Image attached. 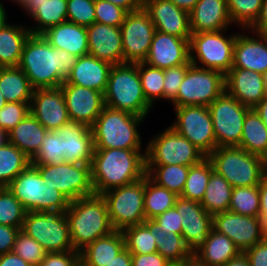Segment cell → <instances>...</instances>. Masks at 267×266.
I'll use <instances>...</instances> for the list:
<instances>
[{"label":"cell","mask_w":267,"mask_h":266,"mask_svg":"<svg viewBox=\"0 0 267 266\" xmlns=\"http://www.w3.org/2000/svg\"><path fill=\"white\" fill-rule=\"evenodd\" d=\"M78 57L50 45L42 36L31 34L25 42L19 68L34 89L56 88L72 72Z\"/></svg>","instance_id":"1"},{"label":"cell","mask_w":267,"mask_h":266,"mask_svg":"<svg viewBox=\"0 0 267 266\" xmlns=\"http://www.w3.org/2000/svg\"><path fill=\"white\" fill-rule=\"evenodd\" d=\"M94 149L91 180L95 194L133 183L146 175V150Z\"/></svg>","instance_id":"2"},{"label":"cell","mask_w":267,"mask_h":266,"mask_svg":"<svg viewBox=\"0 0 267 266\" xmlns=\"http://www.w3.org/2000/svg\"><path fill=\"white\" fill-rule=\"evenodd\" d=\"M74 251L80 252L98 238L115 231L102 195L93 194L70 202L65 211Z\"/></svg>","instance_id":"3"},{"label":"cell","mask_w":267,"mask_h":266,"mask_svg":"<svg viewBox=\"0 0 267 266\" xmlns=\"http://www.w3.org/2000/svg\"><path fill=\"white\" fill-rule=\"evenodd\" d=\"M145 117L105 106L91 126L94 149H142L138 130Z\"/></svg>","instance_id":"4"},{"label":"cell","mask_w":267,"mask_h":266,"mask_svg":"<svg viewBox=\"0 0 267 266\" xmlns=\"http://www.w3.org/2000/svg\"><path fill=\"white\" fill-rule=\"evenodd\" d=\"M105 105L140 117L153 108L146 100L138 73V63H122L110 69L104 92Z\"/></svg>","instance_id":"5"},{"label":"cell","mask_w":267,"mask_h":266,"mask_svg":"<svg viewBox=\"0 0 267 266\" xmlns=\"http://www.w3.org/2000/svg\"><path fill=\"white\" fill-rule=\"evenodd\" d=\"M207 158L232 187L257 186L267 170L264 158L239 147H217Z\"/></svg>","instance_id":"6"},{"label":"cell","mask_w":267,"mask_h":266,"mask_svg":"<svg viewBox=\"0 0 267 266\" xmlns=\"http://www.w3.org/2000/svg\"><path fill=\"white\" fill-rule=\"evenodd\" d=\"M27 212H65L70 200L56 188L45 185L40 172L31 164L8 186Z\"/></svg>","instance_id":"7"},{"label":"cell","mask_w":267,"mask_h":266,"mask_svg":"<svg viewBox=\"0 0 267 266\" xmlns=\"http://www.w3.org/2000/svg\"><path fill=\"white\" fill-rule=\"evenodd\" d=\"M227 30L229 29L192 33L189 39L191 64L226 75L233 66L234 44L237 36V33L226 34Z\"/></svg>","instance_id":"8"},{"label":"cell","mask_w":267,"mask_h":266,"mask_svg":"<svg viewBox=\"0 0 267 266\" xmlns=\"http://www.w3.org/2000/svg\"><path fill=\"white\" fill-rule=\"evenodd\" d=\"M145 146L146 165L193 166L206 156L171 126L154 135Z\"/></svg>","instance_id":"9"},{"label":"cell","mask_w":267,"mask_h":266,"mask_svg":"<svg viewBox=\"0 0 267 266\" xmlns=\"http://www.w3.org/2000/svg\"><path fill=\"white\" fill-rule=\"evenodd\" d=\"M21 231L47 253L74 251L65 212H27Z\"/></svg>","instance_id":"10"},{"label":"cell","mask_w":267,"mask_h":266,"mask_svg":"<svg viewBox=\"0 0 267 266\" xmlns=\"http://www.w3.org/2000/svg\"><path fill=\"white\" fill-rule=\"evenodd\" d=\"M145 176L141 179L101 194L106 202L110 221L115 230L143 224Z\"/></svg>","instance_id":"11"},{"label":"cell","mask_w":267,"mask_h":266,"mask_svg":"<svg viewBox=\"0 0 267 266\" xmlns=\"http://www.w3.org/2000/svg\"><path fill=\"white\" fill-rule=\"evenodd\" d=\"M225 91V75L190 65L181 82L173 107L209 106Z\"/></svg>","instance_id":"12"},{"label":"cell","mask_w":267,"mask_h":266,"mask_svg":"<svg viewBox=\"0 0 267 266\" xmlns=\"http://www.w3.org/2000/svg\"><path fill=\"white\" fill-rule=\"evenodd\" d=\"M208 109L213 122L217 147H238L242 137L245 115L251 109L224 91Z\"/></svg>","instance_id":"13"},{"label":"cell","mask_w":267,"mask_h":266,"mask_svg":"<svg viewBox=\"0 0 267 266\" xmlns=\"http://www.w3.org/2000/svg\"><path fill=\"white\" fill-rule=\"evenodd\" d=\"M45 180L70 201L95 194L91 180V164L68 163L33 165Z\"/></svg>","instance_id":"14"},{"label":"cell","mask_w":267,"mask_h":266,"mask_svg":"<svg viewBox=\"0 0 267 266\" xmlns=\"http://www.w3.org/2000/svg\"><path fill=\"white\" fill-rule=\"evenodd\" d=\"M176 119L171 127L189 140L206 157L216 148L213 122L208 106L173 107Z\"/></svg>","instance_id":"15"},{"label":"cell","mask_w":267,"mask_h":266,"mask_svg":"<svg viewBox=\"0 0 267 266\" xmlns=\"http://www.w3.org/2000/svg\"><path fill=\"white\" fill-rule=\"evenodd\" d=\"M124 63L144 62L155 34V26L142 7L128 12L121 27Z\"/></svg>","instance_id":"16"},{"label":"cell","mask_w":267,"mask_h":266,"mask_svg":"<svg viewBox=\"0 0 267 266\" xmlns=\"http://www.w3.org/2000/svg\"><path fill=\"white\" fill-rule=\"evenodd\" d=\"M212 226L216 232L231 239L242 253L265 238L264 225L259 217L224 211L212 216Z\"/></svg>","instance_id":"17"},{"label":"cell","mask_w":267,"mask_h":266,"mask_svg":"<svg viewBox=\"0 0 267 266\" xmlns=\"http://www.w3.org/2000/svg\"><path fill=\"white\" fill-rule=\"evenodd\" d=\"M182 225L181 235L188 250L194 255L204 245L210 231L213 229L212 216L203 208L200 202L177 197L174 206Z\"/></svg>","instance_id":"18"},{"label":"cell","mask_w":267,"mask_h":266,"mask_svg":"<svg viewBox=\"0 0 267 266\" xmlns=\"http://www.w3.org/2000/svg\"><path fill=\"white\" fill-rule=\"evenodd\" d=\"M60 88L70 120L91 127L106 106L104 94L75 84H61Z\"/></svg>","instance_id":"19"},{"label":"cell","mask_w":267,"mask_h":266,"mask_svg":"<svg viewBox=\"0 0 267 266\" xmlns=\"http://www.w3.org/2000/svg\"><path fill=\"white\" fill-rule=\"evenodd\" d=\"M29 109L48 131H57L70 120L60 87L34 89Z\"/></svg>","instance_id":"20"},{"label":"cell","mask_w":267,"mask_h":266,"mask_svg":"<svg viewBox=\"0 0 267 266\" xmlns=\"http://www.w3.org/2000/svg\"><path fill=\"white\" fill-rule=\"evenodd\" d=\"M189 39L156 30L144 62L160 69L191 64Z\"/></svg>","instance_id":"21"},{"label":"cell","mask_w":267,"mask_h":266,"mask_svg":"<svg viewBox=\"0 0 267 266\" xmlns=\"http://www.w3.org/2000/svg\"><path fill=\"white\" fill-rule=\"evenodd\" d=\"M143 8L157 31L190 38L192 32L187 11L178 8L169 0H147L143 3Z\"/></svg>","instance_id":"22"},{"label":"cell","mask_w":267,"mask_h":266,"mask_svg":"<svg viewBox=\"0 0 267 266\" xmlns=\"http://www.w3.org/2000/svg\"><path fill=\"white\" fill-rule=\"evenodd\" d=\"M88 54L112 66L124 63L120 27L93 23L87 27Z\"/></svg>","instance_id":"23"},{"label":"cell","mask_w":267,"mask_h":266,"mask_svg":"<svg viewBox=\"0 0 267 266\" xmlns=\"http://www.w3.org/2000/svg\"><path fill=\"white\" fill-rule=\"evenodd\" d=\"M247 31L251 34L237 33L232 68H243L265 75L267 73V36L249 29Z\"/></svg>","instance_id":"24"},{"label":"cell","mask_w":267,"mask_h":266,"mask_svg":"<svg viewBox=\"0 0 267 266\" xmlns=\"http://www.w3.org/2000/svg\"><path fill=\"white\" fill-rule=\"evenodd\" d=\"M225 91L241 104L254 108L265 95V76L243 68H231L225 75Z\"/></svg>","instance_id":"25"},{"label":"cell","mask_w":267,"mask_h":266,"mask_svg":"<svg viewBox=\"0 0 267 266\" xmlns=\"http://www.w3.org/2000/svg\"><path fill=\"white\" fill-rule=\"evenodd\" d=\"M57 132L64 140V161L68 163L91 164L94 143L91 127L69 120Z\"/></svg>","instance_id":"26"},{"label":"cell","mask_w":267,"mask_h":266,"mask_svg":"<svg viewBox=\"0 0 267 266\" xmlns=\"http://www.w3.org/2000/svg\"><path fill=\"white\" fill-rule=\"evenodd\" d=\"M189 19L192 33L216 32L229 29L233 24L226 0H199Z\"/></svg>","instance_id":"27"},{"label":"cell","mask_w":267,"mask_h":266,"mask_svg":"<svg viewBox=\"0 0 267 266\" xmlns=\"http://www.w3.org/2000/svg\"><path fill=\"white\" fill-rule=\"evenodd\" d=\"M18 5L35 21L28 27L35 35L67 21V0H22Z\"/></svg>","instance_id":"28"},{"label":"cell","mask_w":267,"mask_h":266,"mask_svg":"<svg viewBox=\"0 0 267 266\" xmlns=\"http://www.w3.org/2000/svg\"><path fill=\"white\" fill-rule=\"evenodd\" d=\"M111 67L110 63L99 60L91 54L83 55L78 57L72 72L62 84H75L104 94Z\"/></svg>","instance_id":"29"},{"label":"cell","mask_w":267,"mask_h":266,"mask_svg":"<svg viewBox=\"0 0 267 266\" xmlns=\"http://www.w3.org/2000/svg\"><path fill=\"white\" fill-rule=\"evenodd\" d=\"M51 46L81 57L88 54L87 27L63 22L41 34Z\"/></svg>","instance_id":"30"},{"label":"cell","mask_w":267,"mask_h":266,"mask_svg":"<svg viewBox=\"0 0 267 266\" xmlns=\"http://www.w3.org/2000/svg\"><path fill=\"white\" fill-rule=\"evenodd\" d=\"M240 253L231 239L212 229L204 245L193 255V261L198 266H224Z\"/></svg>","instance_id":"31"},{"label":"cell","mask_w":267,"mask_h":266,"mask_svg":"<svg viewBox=\"0 0 267 266\" xmlns=\"http://www.w3.org/2000/svg\"><path fill=\"white\" fill-rule=\"evenodd\" d=\"M124 248L123 233L115 230L80 251V266H106Z\"/></svg>","instance_id":"32"},{"label":"cell","mask_w":267,"mask_h":266,"mask_svg":"<svg viewBox=\"0 0 267 266\" xmlns=\"http://www.w3.org/2000/svg\"><path fill=\"white\" fill-rule=\"evenodd\" d=\"M28 26L11 24L0 26V67L19 66L25 42L31 35Z\"/></svg>","instance_id":"33"},{"label":"cell","mask_w":267,"mask_h":266,"mask_svg":"<svg viewBox=\"0 0 267 266\" xmlns=\"http://www.w3.org/2000/svg\"><path fill=\"white\" fill-rule=\"evenodd\" d=\"M47 132L48 130L29 112L6 134V140L31 159L38 152Z\"/></svg>","instance_id":"34"},{"label":"cell","mask_w":267,"mask_h":266,"mask_svg":"<svg viewBox=\"0 0 267 266\" xmlns=\"http://www.w3.org/2000/svg\"><path fill=\"white\" fill-rule=\"evenodd\" d=\"M0 90L6 102L28 103L34 88L28 77L18 67H0Z\"/></svg>","instance_id":"35"},{"label":"cell","mask_w":267,"mask_h":266,"mask_svg":"<svg viewBox=\"0 0 267 266\" xmlns=\"http://www.w3.org/2000/svg\"><path fill=\"white\" fill-rule=\"evenodd\" d=\"M238 147L267 161V127L253 108L245 115Z\"/></svg>","instance_id":"36"},{"label":"cell","mask_w":267,"mask_h":266,"mask_svg":"<svg viewBox=\"0 0 267 266\" xmlns=\"http://www.w3.org/2000/svg\"><path fill=\"white\" fill-rule=\"evenodd\" d=\"M156 220L146 219L143 224L126 227L122 230L125 248L131 254H150L157 252Z\"/></svg>","instance_id":"37"},{"label":"cell","mask_w":267,"mask_h":266,"mask_svg":"<svg viewBox=\"0 0 267 266\" xmlns=\"http://www.w3.org/2000/svg\"><path fill=\"white\" fill-rule=\"evenodd\" d=\"M232 190V185L213 170L200 204L211 216L228 211Z\"/></svg>","instance_id":"38"},{"label":"cell","mask_w":267,"mask_h":266,"mask_svg":"<svg viewBox=\"0 0 267 266\" xmlns=\"http://www.w3.org/2000/svg\"><path fill=\"white\" fill-rule=\"evenodd\" d=\"M32 164L31 159L12 143L0 145V187H7Z\"/></svg>","instance_id":"39"},{"label":"cell","mask_w":267,"mask_h":266,"mask_svg":"<svg viewBox=\"0 0 267 266\" xmlns=\"http://www.w3.org/2000/svg\"><path fill=\"white\" fill-rule=\"evenodd\" d=\"M178 195L158 185L145 175L144 213L146 219H154L175 206Z\"/></svg>","instance_id":"40"},{"label":"cell","mask_w":267,"mask_h":266,"mask_svg":"<svg viewBox=\"0 0 267 266\" xmlns=\"http://www.w3.org/2000/svg\"><path fill=\"white\" fill-rule=\"evenodd\" d=\"M190 166L146 165V174L158 185L180 196L189 173Z\"/></svg>","instance_id":"41"},{"label":"cell","mask_w":267,"mask_h":266,"mask_svg":"<svg viewBox=\"0 0 267 266\" xmlns=\"http://www.w3.org/2000/svg\"><path fill=\"white\" fill-rule=\"evenodd\" d=\"M213 170V165L207 157L200 163L190 166L186 183L180 197L201 202Z\"/></svg>","instance_id":"42"},{"label":"cell","mask_w":267,"mask_h":266,"mask_svg":"<svg viewBox=\"0 0 267 266\" xmlns=\"http://www.w3.org/2000/svg\"><path fill=\"white\" fill-rule=\"evenodd\" d=\"M157 252L169 262H191L193 255L188 250L183 236L176 233H168L164 230L156 231Z\"/></svg>","instance_id":"43"},{"label":"cell","mask_w":267,"mask_h":266,"mask_svg":"<svg viewBox=\"0 0 267 266\" xmlns=\"http://www.w3.org/2000/svg\"><path fill=\"white\" fill-rule=\"evenodd\" d=\"M230 19L233 25L241 29H250L258 20L263 0H226Z\"/></svg>","instance_id":"44"},{"label":"cell","mask_w":267,"mask_h":266,"mask_svg":"<svg viewBox=\"0 0 267 266\" xmlns=\"http://www.w3.org/2000/svg\"><path fill=\"white\" fill-rule=\"evenodd\" d=\"M228 211L244 216L259 217V185L249 187H233Z\"/></svg>","instance_id":"45"},{"label":"cell","mask_w":267,"mask_h":266,"mask_svg":"<svg viewBox=\"0 0 267 266\" xmlns=\"http://www.w3.org/2000/svg\"><path fill=\"white\" fill-rule=\"evenodd\" d=\"M138 73L147 102L153 107L156 100H164V69L138 62Z\"/></svg>","instance_id":"46"},{"label":"cell","mask_w":267,"mask_h":266,"mask_svg":"<svg viewBox=\"0 0 267 266\" xmlns=\"http://www.w3.org/2000/svg\"><path fill=\"white\" fill-rule=\"evenodd\" d=\"M32 165L64 163V140L57 131H48L38 152L31 158Z\"/></svg>","instance_id":"47"},{"label":"cell","mask_w":267,"mask_h":266,"mask_svg":"<svg viewBox=\"0 0 267 266\" xmlns=\"http://www.w3.org/2000/svg\"><path fill=\"white\" fill-rule=\"evenodd\" d=\"M27 210L8 187H0V224L21 229Z\"/></svg>","instance_id":"48"},{"label":"cell","mask_w":267,"mask_h":266,"mask_svg":"<svg viewBox=\"0 0 267 266\" xmlns=\"http://www.w3.org/2000/svg\"><path fill=\"white\" fill-rule=\"evenodd\" d=\"M12 252L31 266H39L47 254V251L37 241L21 230L17 234Z\"/></svg>","instance_id":"49"},{"label":"cell","mask_w":267,"mask_h":266,"mask_svg":"<svg viewBox=\"0 0 267 266\" xmlns=\"http://www.w3.org/2000/svg\"><path fill=\"white\" fill-rule=\"evenodd\" d=\"M67 21L84 27L95 23L94 0H67Z\"/></svg>","instance_id":"50"},{"label":"cell","mask_w":267,"mask_h":266,"mask_svg":"<svg viewBox=\"0 0 267 266\" xmlns=\"http://www.w3.org/2000/svg\"><path fill=\"white\" fill-rule=\"evenodd\" d=\"M95 22L112 27H121L127 11L106 0H94Z\"/></svg>","instance_id":"51"},{"label":"cell","mask_w":267,"mask_h":266,"mask_svg":"<svg viewBox=\"0 0 267 266\" xmlns=\"http://www.w3.org/2000/svg\"><path fill=\"white\" fill-rule=\"evenodd\" d=\"M30 112L28 103L7 102L0 109V130L6 135Z\"/></svg>","instance_id":"52"},{"label":"cell","mask_w":267,"mask_h":266,"mask_svg":"<svg viewBox=\"0 0 267 266\" xmlns=\"http://www.w3.org/2000/svg\"><path fill=\"white\" fill-rule=\"evenodd\" d=\"M190 65L184 64L164 69V100L173 102L176 99L181 82Z\"/></svg>","instance_id":"53"},{"label":"cell","mask_w":267,"mask_h":266,"mask_svg":"<svg viewBox=\"0 0 267 266\" xmlns=\"http://www.w3.org/2000/svg\"><path fill=\"white\" fill-rule=\"evenodd\" d=\"M39 266H80V252L65 251L47 253Z\"/></svg>","instance_id":"54"},{"label":"cell","mask_w":267,"mask_h":266,"mask_svg":"<svg viewBox=\"0 0 267 266\" xmlns=\"http://www.w3.org/2000/svg\"><path fill=\"white\" fill-rule=\"evenodd\" d=\"M156 230H164L168 233L181 234L182 225L179 218V213L175 207L166 210L156 218Z\"/></svg>","instance_id":"55"},{"label":"cell","mask_w":267,"mask_h":266,"mask_svg":"<svg viewBox=\"0 0 267 266\" xmlns=\"http://www.w3.org/2000/svg\"><path fill=\"white\" fill-rule=\"evenodd\" d=\"M20 230L16 227L0 224V255L12 252Z\"/></svg>","instance_id":"56"},{"label":"cell","mask_w":267,"mask_h":266,"mask_svg":"<svg viewBox=\"0 0 267 266\" xmlns=\"http://www.w3.org/2000/svg\"><path fill=\"white\" fill-rule=\"evenodd\" d=\"M244 253L249 259L250 266H267V239L264 238Z\"/></svg>","instance_id":"57"},{"label":"cell","mask_w":267,"mask_h":266,"mask_svg":"<svg viewBox=\"0 0 267 266\" xmlns=\"http://www.w3.org/2000/svg\"><path fill=\"white\" fill-rule=\"evenodd\" d=\"M169 261L158 252L132 254V266H167Z\"/></svg>","instance_id":"58"},{"label":"cell","mask_w":267,"mask_h":266,"mask_svg":"<svg viewBox=\"0 0 267 266\" xmlns=\"http://www.w3.org/2000/svg\"><path fill=\"white\" fill-rule=\"evenodd\" d=\"M260 192V212L259 218L261 219L263 225L267 224V170L264 173L261 183L259 184Z\"/></svg>","instance_id":"59"},{"label":"cell","mask_w":267,"mask_h":266,"mask_svg":"<svg viewBox=\"0 0 267 266\" xmlns=\"http://www.w3.org/2000/svg\"><path fill=\"white\" fill-rule=\"evenodd\" d=\"M249 30H252V32L257 34L267 36V0H263L260 16Z\"/></svg>","instance_id":"60"},{"label":"cell","mask_w":267,"mask_h":266,"mask_svg":"<svg viewBox=\"0 0 267 266\" xmlns=\"http://www.w3.org/2000/svg\"><path fill=\"white\" fill-rule=\"evenodd\" d=\"M0 266H31L13 252L0 255Z\"/></svg>","instance_id":"61"},{"label":"cell","mask_w":267,"mask_h":266,"mask_svg":"<svg viewBox=\"0 0 267 266\" xmlns=\"http://www.w3.org/2000/svg\"><path fill=\"white\" fill-rule=\"evenodd\" d=\"M106 266H132V254L124 248Z\"/></svg>","instance_id":"62"},{"label":"cell","mask_w":267,"mask_h":266,"mask_svg":"<svg viewBox=\"0 0 267 266\" xmlns=\"http://www.w3.org/2000/svg\"><path fill=\"white\" fill-rule=\"evenodd\" d=\"M125 9L127 12L139 10L143 7V3L140 0H106Z\"/></svg>","instance_id":"63"},{"label":"cell","mask_w":267,"mask_h":266,"mask_svg":"<svg viewBox=\"0 0 267 266\" xmlns=\"http://www.w3.org/2000/svg\"><path fill=\"white\" fill-rule=\"evenodd\" d=\"M259 117L262 119V122L267 127V98L264 97L261 102L253 108Z\"/></svg>","instance_id":"64"},{"label":"cell","mask_w":267,"mask_h":266,"mask_svg":"<svg viewBox=\"0 0 267 266\" xmlns=\"http://www.w3.org/2000/svg\"><path fill=\"white\" fill-rule=\"evenodd\" d=\"M178 8L190 13L199 0H169Z\"/></svg>","instance_id":"65"},{"label":"cell","mask_w":267,"mask_h":266,"mask_svg":"<svg viewBox=\"0 0 267 266\" xmlns=\"http://www.w3.org/2000/svg\"><path fill=\"white\" fill-rule=\"evenodd\" d=\"M224 266H250V262L245 253H240L237 257L229 260Z\"/></svg>","instance_id":"66"},{"label":"cell","mask_w":267,"mask_h":266,"mask_svg":"<svg viewBox=\"0 0 267 266\" xmlns=\"http://www.w3.org/2000/svg\"><path fill=\"white\" fill-rule=\"evenodd\" d=\"M6 8L3 3L0 1V26L8 20V14L6 13Z\"/></svg>","instance_id":"67"},{"label":"cell","mask_w":267,"mask_h":266,"mask_svg":"<svg viewBox=\"0 0 267 266\" xmlns=\"http://www.w3.org/2000/svg\"><path fill=\"white\" fill-rule=\"evenodd\" d=\"M190 262H169L167 266H186Z\"/></svg>","instance_id":"68"},{"label":"cell","mask_w":267,"mask_h":266,"mask_svg":"<svg viewBox=\"0 0 267 266\" xmlns=\"http://www.w3.org/2000/svg\"><path fill=\"white\" fill-rule=\"evenodd\" d=\"M6 103H7V102H6V100H5V97L3 96V94L1 93V90H0V109H1L2 107H4Z\"/></svg>","instance_id":"69"},{"label":"cell","mask_w":267,"mask_h":266,"mask_svg":"<svg viewBox=\"0 0 267 266\" xmlns=\"http://www.w3.org/2000/svg\"><path fill=\"white\" fill-rule=\"evenodd\" d=\"M6 140V135L0 130V145Z\"/></svg>","instance_id":"70"},{"label":"cell","mask_w":267,"mask_h":266,"mask_svg":"<svg viewBox=\"0 0 267 266\" xmlns=\"http://www.w3.org/2000/svg\"><path fill=\"white\" fill-rule=\"evenodd\" d=\"M264 76H265V95H264V97L267 98V73Z\"/></svg>","instance_id":"71"},{"label":"cell","mask_w":267,"mask_h":266,"mask_svg":"<svg viewBox=\"0 0 267 266\" xmlns=\"http://www.w3.org/2000/svg\"><path fill=\"white\" fill-rule=\"evenodd\" d=\"M186 266H198L194 261H191Z\"/></svg>","instance_id":"72"},{"label":"cell","mask_w":267,"mask_h":266,"mask_svg":"<svg viewBox=\"0 0 267 266\" xmlns=\"http://www.w3.org/2000/svg\"><path fill=\"white\" fill-rule=\"evenodd\" d=\"M22 0H11L12 4L13 2L16 3V5L18 6V4L21 2Z\"/></svg>","instance_id":"73"},{"label":"cell","mask_w":267,"mask_h":266,"mask_svg":"<svg viewBox=\"0 0 267 266\" xmlns=\"http://www.w3.org/2000/svg\"><path fill=\"white\" fill-rule=\"evenodd\" d=\"M265 229V239H267V224L264 226Z\"/></svg>","instance_id":"74"}]
</instances>
